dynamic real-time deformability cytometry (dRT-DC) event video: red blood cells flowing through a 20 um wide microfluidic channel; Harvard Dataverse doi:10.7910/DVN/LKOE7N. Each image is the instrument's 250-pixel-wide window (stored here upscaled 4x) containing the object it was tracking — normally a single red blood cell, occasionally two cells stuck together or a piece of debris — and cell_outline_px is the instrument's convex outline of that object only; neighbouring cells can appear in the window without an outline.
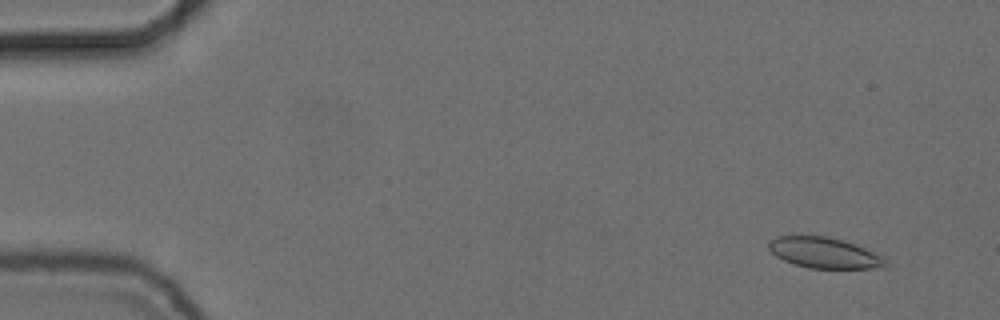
{"species": "common noctule bat (a hibernating species)", "species_latin": "Nyctalus noctula", "temperature_condition": "cold", "stored_images_in_passage": 41, "camera_frame_rate_fps": 3000, "um_per_image_px": 0.085, "animal": {"sex": "female", "body_mass_g": 24.6, "forearm_length_mm": 56.2}, "frame": {"image": 1, "passage_image": 5, "time_ms": 1.333, "image_size_px": [1000, 320], "cell_outline_px": [[888, 264], [884, 268], [808, 268], [784, 260], [776, 256], [768, 248], [768, 244], [776, 236], [828, 236], [864, 248], [884, 256]], "centroid_in_image_um": [70.09, 21.5], "position_along_channel_um": 14.9, "area_um2": 20.69}}
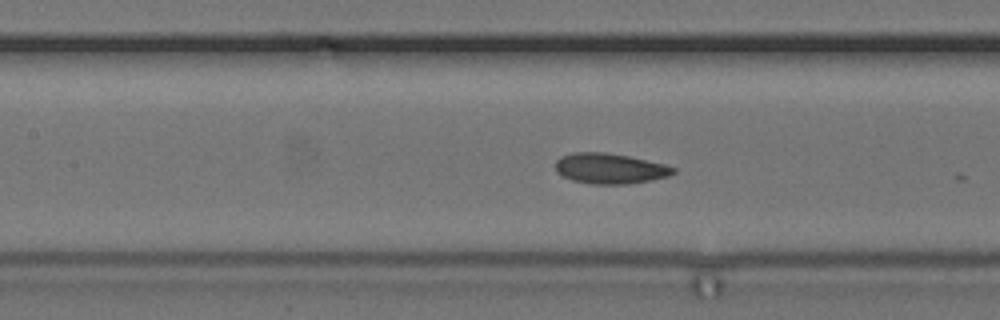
{"frame": {"image": 2, "passage_image": 26, "time_ms": 8.333, "image_size_px": [1000, 320], "cell_outline_px": [[676, 172], [668, 176], [628, 184], [588, 184], [572, 180], [556, 172], [556, 160], [560, 156], [576, 152], [604, 152], [628, 156], [664, 164], [676, 168]], "centroid_in_image_um": [51.82, 14.32], "position_along_channel_um": 155.6, "area_um2": 20.81}}
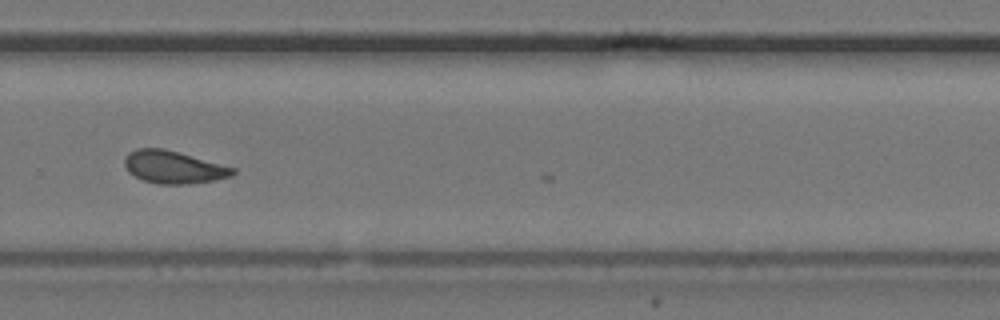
{"frame": {"image": 3, "passage_image": 39, "time_ms": 12.667, "image_size_px": [1000, 320], "cell_outline_px": [[236, 172], [232, 176], [212, 180], [188, 184], [156, 184], [144, 180], [128, 172], [124, 164], [124, 156], [128, 152], [136, 148], [164, 148], [180, 152], [236, 168]], "centroid_in_image_um": [14.73, 14.19], "position_along_channel_um": 315.1, "area_um2": 20.69}}